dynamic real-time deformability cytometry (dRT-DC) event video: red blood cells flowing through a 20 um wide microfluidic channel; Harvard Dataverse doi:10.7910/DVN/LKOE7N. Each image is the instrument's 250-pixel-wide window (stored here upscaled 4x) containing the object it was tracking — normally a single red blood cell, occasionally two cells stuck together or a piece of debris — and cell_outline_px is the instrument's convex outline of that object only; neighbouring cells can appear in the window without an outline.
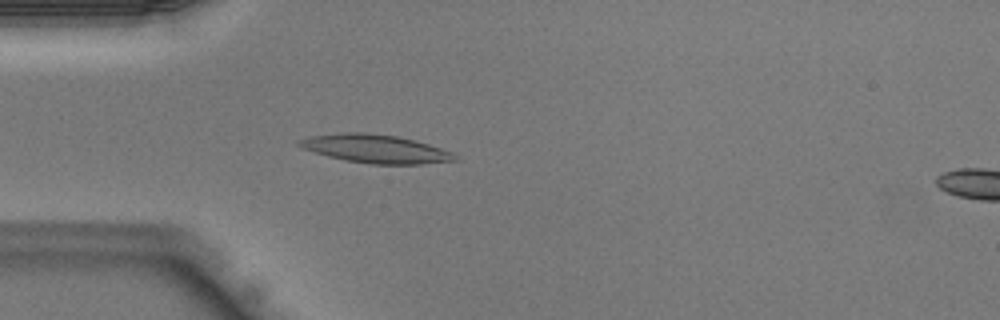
{"species": "Egyptian fruit bat (a non-hibernating species)", "species_latin": "Rousettus aegyptiacus", "temperature_condition": "warm", "stored_images_in_passage": 27, "camera_frame_rate_fps": 3000, "um_per_image_px": 0.085, "animal": {"sex": "male"}, "frame": {"image": 1, "passage_image": 2, "time_ms": 0.333, "image_size_px": [1000, 320], "cell_outline_px": [[460, 160], [420, 164], [372, 164], [344, 160], [328, 156], [304, 148], [296, 144], [300, 140], [312, 136], [340, 132], [364, 132], [396, 136], [428, 144], [452, 152]], "centroid_in_image_um": [31.94, 12.65], "position_along_channel_um": 53.1, "area_um2": 25.43}}
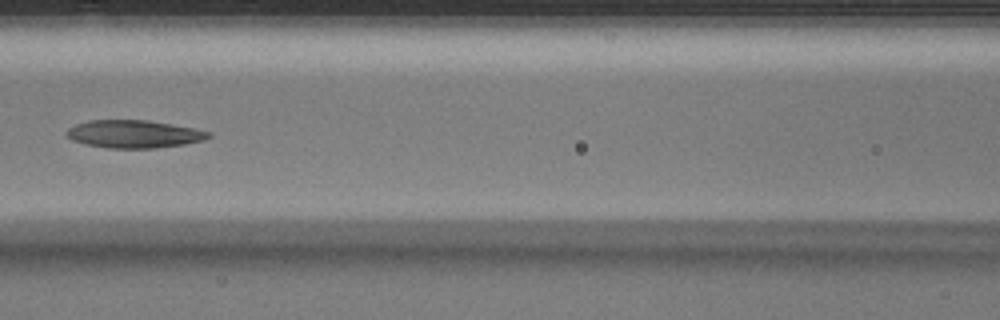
{"frame": {"image": 2, "passage_image": 9, "time_ms": 2.667, "image_size_px": [1000, 320], "cell_outline_px": [[212, 136], [204, 140], [184, 144], [156, 148], [108, 148], [84, 144], [72, 140], [64, 132], [68, 128], [76, 124], [88, 120], [148, 120], [172, 124], [212, 132]], "centroid_in_image_um": [11.38, 11.39], "position_along_channel_um": 155.2, "area_um2": 23.06}}
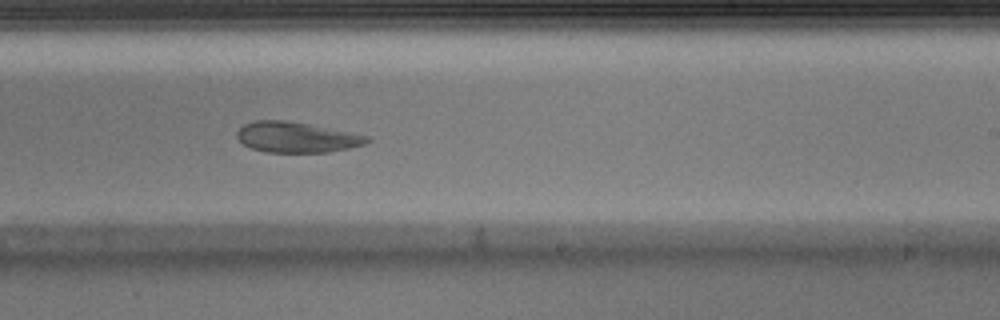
{"frame": {"image": 3, "passage_image": 16, "time_ms": 5.0, "image_size_px": [1000, 320], "cell_outline_px": [[372, 140], [364, 144], [348, 148], [328, 152], [268, 152], [252, 148], [244, 144], [236, 136], [236, 132], [244, 124], [256, 120], [284, 120], [308, 124], [368, 136]], "centroid_in_image_um": [25.18, 11.66], "position_along_channel_um": 263.8, "area_um2": 22.77}}